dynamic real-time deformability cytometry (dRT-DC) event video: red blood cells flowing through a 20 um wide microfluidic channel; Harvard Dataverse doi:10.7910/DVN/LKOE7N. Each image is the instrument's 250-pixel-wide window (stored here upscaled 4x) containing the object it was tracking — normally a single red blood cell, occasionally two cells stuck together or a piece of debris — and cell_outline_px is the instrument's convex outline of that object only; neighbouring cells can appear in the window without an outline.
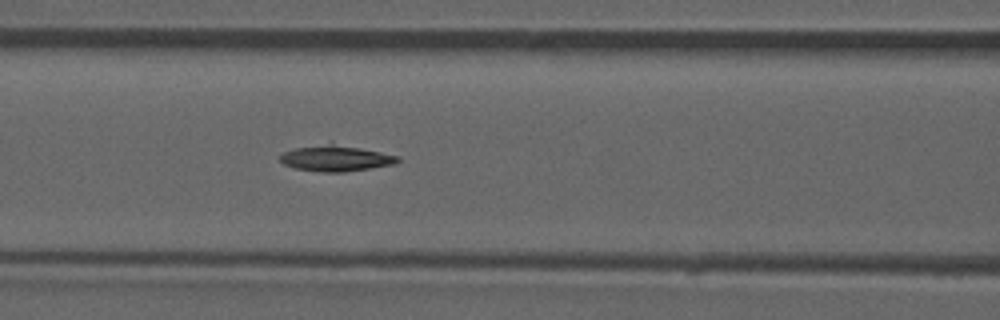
{"species": "common noctule bat (a hibernating species)", "species_latin": "Nyctalus noctula", "temperature_condition": "room temperature", "stored_images_in_passage": 51, "camera_frame_rate_fps": 3000, "um_per_image_px": 0.085, "animal": {"sex": "male", "forearm_length_mm": 52.5}, "frame": {"image": 1, "passage_image": 22, "time_ms": 7.0, "image_size_px": [1000, 320], "cell_outline_px": [[400, 160], [392, 164], [344, 172], [324, 172], [296, 168], [284, 164], [280, 160], [280, 156], [284, 152], [296, 148], [332, 140], [400, 156]], "centroid_in_image_um": [28.57, 13.39], "position_along_channel_um": 138.0, "area_um2": 18.32}}